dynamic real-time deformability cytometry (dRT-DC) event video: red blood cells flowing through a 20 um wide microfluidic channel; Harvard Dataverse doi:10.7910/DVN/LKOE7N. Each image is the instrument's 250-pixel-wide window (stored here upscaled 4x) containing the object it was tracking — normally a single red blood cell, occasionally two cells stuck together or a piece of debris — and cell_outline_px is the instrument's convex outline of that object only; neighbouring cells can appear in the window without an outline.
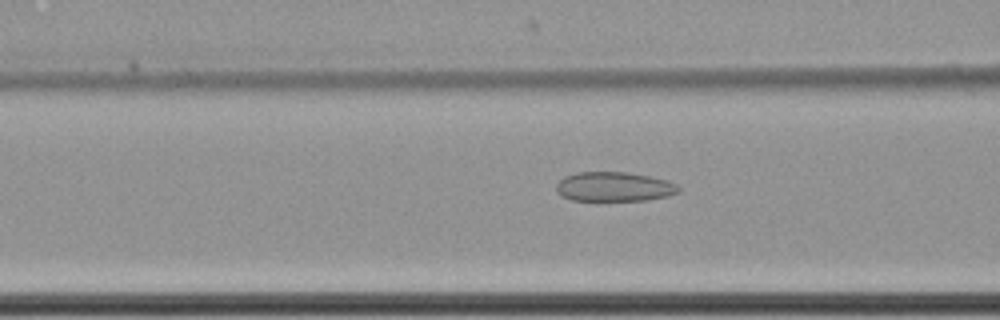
{"species": "common noctule bat (a hibernating species)", "species_latin": "Nyctalus noctula", "temperature_condition": "cold", "stored_images_in_passage": 61, "camera_frame_rate_fps": 3000, "um_per_image_px": 0.085, "animal": {"sex": "female", "body_mass_g": 22.7, "forearm_length_mm": 54.2}, "frame": {"image": 1, "passage_image": 26, "time_ms": 8.333, "image_size_px": [1000, 320], "cell_outline_px": [[680, 192], [668, 196], [648, 200], [572, 200], [560, 196], [556, 192], [556, 184], [564, 176], [576, 172], [628, 172], [668, 180], [676, 184], [680, 188]], "centroid_in_image_um": [52.19, 15.87], "position_along_channel_um": 114.4, "area_um2": 21.15}}
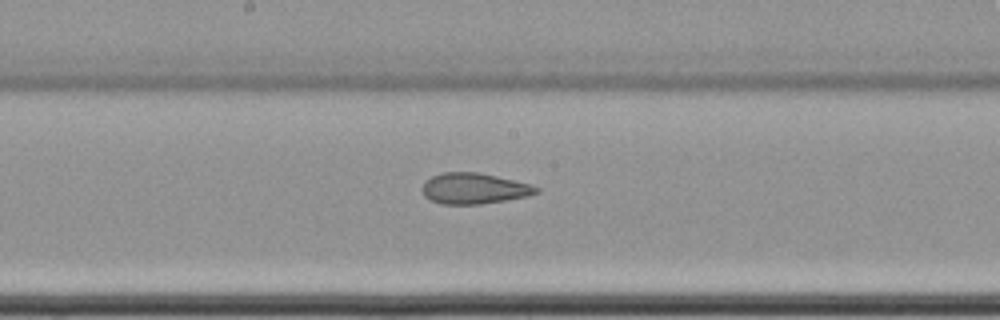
{"frame": {"image": 2, "passage_image": 34, "time_ms": 11.0, "image_size_px": [1000, 320], "cell_outline_px": [[540, 192], [528, 196], [480, 204], [440, 204], [424, 196], [420, 188], [432, 176], [440, 172], [476, 172], [496, 176], [532, 184], [540, 188]], "centroid_in_image_um": [40.3, 16.02], "position_along_channel_um": 207.9, "area_um2": 20.52}}
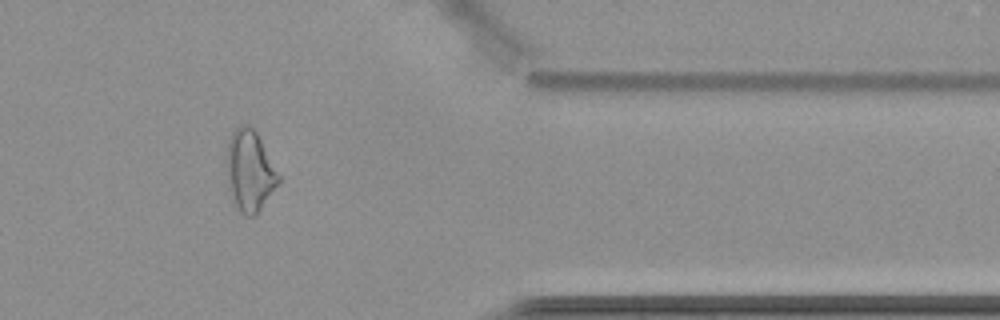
{"frame": {"image": 3, "passage_image": 51, "time_ms": 16.667, "image_size_px": [1000, 320], "cell_outline_px": [[280, 180], [260, 208], [252, 216], [244, 216], [240, 212], [232, 196], [228, 184], [228, 140], [232, 132], [240, 124], [248, 124], [256, 132], [280, 176]], "centroid_in_image_um": [21.23, 14.49], "position_along_channel_um": 390.2, "area_um2": 23.64}, "authors_computed_cell_mechanics": {"area_um2": 25.5476, "velocity_mm_per_s": 3.5019, "shape_relaxation_time_tau1_ms": null, "shape_relaxation_time_tau2_ms": 2.8637, "deformation_change_tau1": null, "deformation_change_tau2": 0.0926}}